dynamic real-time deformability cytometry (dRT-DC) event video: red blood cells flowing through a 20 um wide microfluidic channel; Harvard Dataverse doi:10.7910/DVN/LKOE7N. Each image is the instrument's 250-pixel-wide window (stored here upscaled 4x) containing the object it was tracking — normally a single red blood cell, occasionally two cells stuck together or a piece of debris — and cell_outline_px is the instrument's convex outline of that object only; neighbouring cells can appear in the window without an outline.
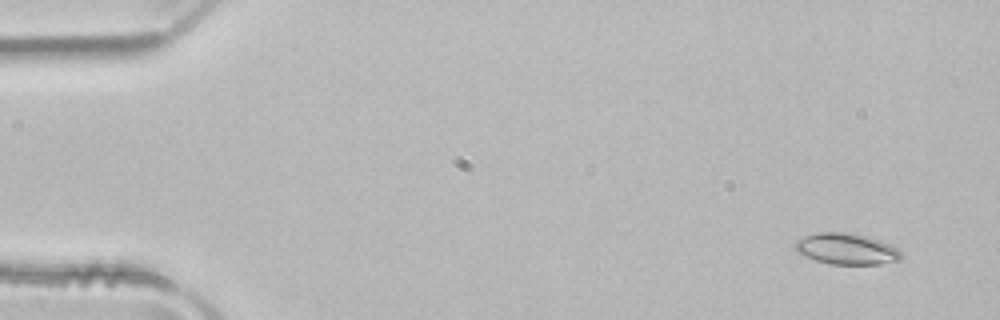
{"species": "common noctule bat (a hibernating species)", "species_latin": "Nyctalus noctula", "temperature_condition": "room temperature", "stored_images_in_passage": 50, "camera_frame_rate_fps": 3000, "um_per_image_px": 0.085, "animal": {"sex": "male", "body_mass_g": 21.5, "forearm_length_mm": 52.0}, "frame": {"image": 1, "passage_image": 1, "time_ms": 0.0, "image_size_px": [1000, 320], "cell_outline_px": [[900, 260], [880, 264], [828, 264], [804, 256], [796, 252], [792, 248], [792, 244], [796, 240], [804, 236], [816, 232], [848, 232], [868, 236], [880, 240], [896, 248], [900, 252]], "centroid_in_image_um": [71.86, 21.14], "position_along_channel_um": 13.1, "area_um2": 19.48}}
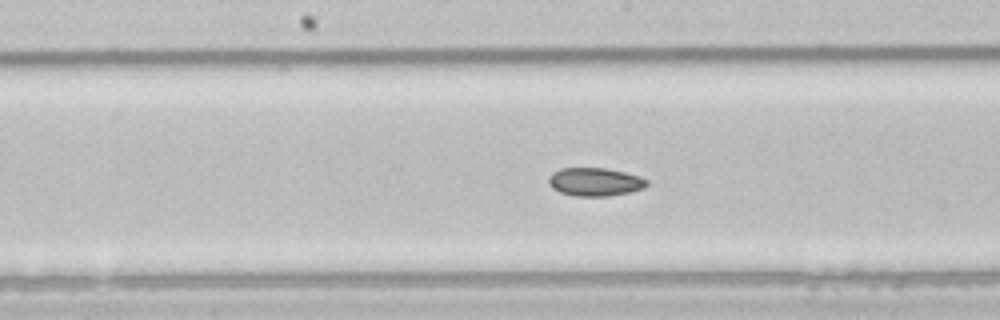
{"frame": {"image": 2, "passage_image": 24, "time_ms": 7.667, "image_size_px": [1000, 320], "cell_outline_px": [[648, 184], [644, 188], [628, 192], [608, 196], [576, 196], [560, 192], [552, 188], [548, 184], [548, 176], [552, 172], [560, 168], [604, 168], [624, 172], [640, 176], [648, 180]], "centroid_in_image_um": [50.54, 15.45], "position_along_channel_um": 197.7, "area_um2": 16.24}}
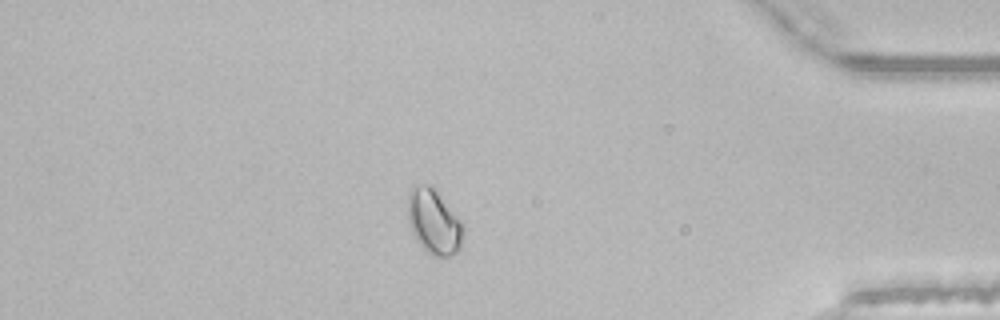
{"frame": {"image": 3, "passage_image": 42, "time_ms": 13.667, "image_size_px": [1000, 320], "cell_outline_px": [[464, 232], [460, 248], [456, 252], [448, 256], [432, 256], [416, 240], [412, 232], [408, 220], [408, 192], [412, 184], [432, 184], [436, 188], [460, 220], [464, 228]], "centroid_in_image_um": [36.86, 18.79], "position_along_channel_um": 398.3, "area_um2": 21.21}, "authors_computed_cell_mechanics": {"area_um2": 17.6579, "velocity_mm_per_s": 3.9623, "shape_relaxation_time_tau1_ms": 2.0376, "shape_relaxation_time_tau2_ms": 2.1386, "deformation_change_tau1": 0.0706, "deformation_change_tau2": 0.0471}}